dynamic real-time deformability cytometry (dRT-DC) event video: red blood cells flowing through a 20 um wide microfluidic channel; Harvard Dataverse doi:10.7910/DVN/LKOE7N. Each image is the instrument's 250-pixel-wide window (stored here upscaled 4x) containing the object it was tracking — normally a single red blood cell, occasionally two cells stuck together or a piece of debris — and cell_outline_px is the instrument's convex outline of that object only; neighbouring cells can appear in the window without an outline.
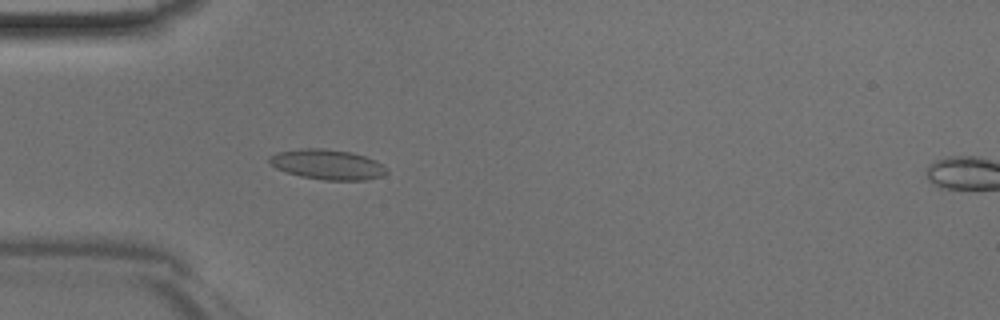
{"species": "Egyptian fruit bat (a non-hibernating species)", "species_latin": "Rousettus aegyptiacus", "temperature_condition": "room temperature", "stored_images_in_passage": 38, "camera_frame_rate_fps": 3000, "um_per_image_px": 0.085, "animal": {"sex": "male"}, "frame": {"image": 1, "passage_image": 6, "time_ms": 1.667, "image_size_px": [1000, 320], "cell_outline_px": [[388, 172], [384, 176], [364, 180], [324, 180], [300, 176], [284, 172], [276, 168], [268, 160], [268, 156], [276, 152], [300, 148], [324, 148], [352, 152], [376, 160], [388, 168]], "centroid_in_image_um": [27.83, 13.97], "position_along_channel_um": 57.2, "area_um2": 20.87}}
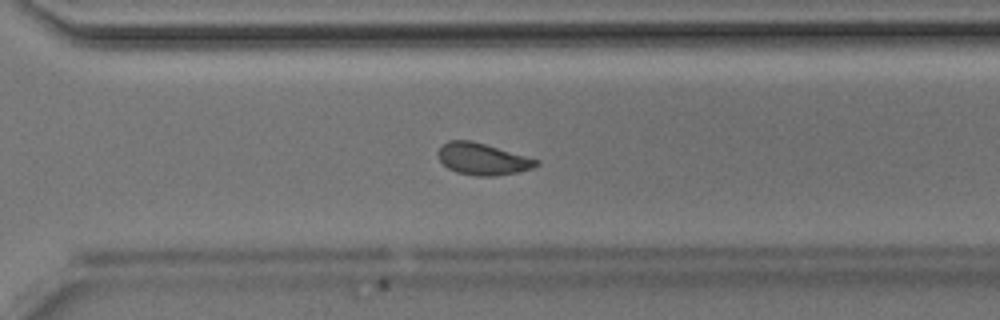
{"frame": {"image": 2, "passage_image": 25, "time_ms": 8.0, "image_size_px": [1000, 320], "cell_outline_px": [[540, 164], [532, 168], [516, 172], [496, 176], [476, 176], [456, 172], [448, 168], [440, 160], [436, 152], [440, 144], [448, 140], [472, 140], [540, 160]], "centroid_in_image_um": [40.98, 13.5], "position_along_channel_um": 329.6, "area_um2": 18.32}}
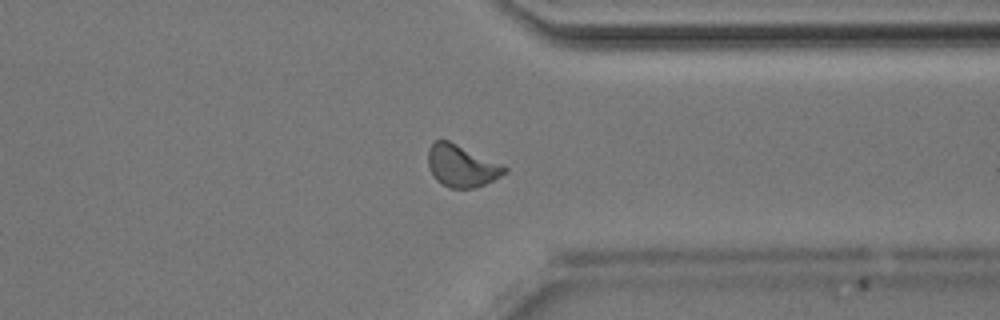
{"frame": {"image": 3, "passage_image": 28, "time_ms": 9.0, "image_size_px": [1000, 320], "cell_outline_px": [[508, 172], [476, 188], [448, 188], [436, 180], [428, 164], [428, 148], [436, 140], [448, 140], [508, 168]], "centroid_in_image_um": [39.21, 14.12], "position_along_channel_um": 372.2, "area_um2": 18.32}}